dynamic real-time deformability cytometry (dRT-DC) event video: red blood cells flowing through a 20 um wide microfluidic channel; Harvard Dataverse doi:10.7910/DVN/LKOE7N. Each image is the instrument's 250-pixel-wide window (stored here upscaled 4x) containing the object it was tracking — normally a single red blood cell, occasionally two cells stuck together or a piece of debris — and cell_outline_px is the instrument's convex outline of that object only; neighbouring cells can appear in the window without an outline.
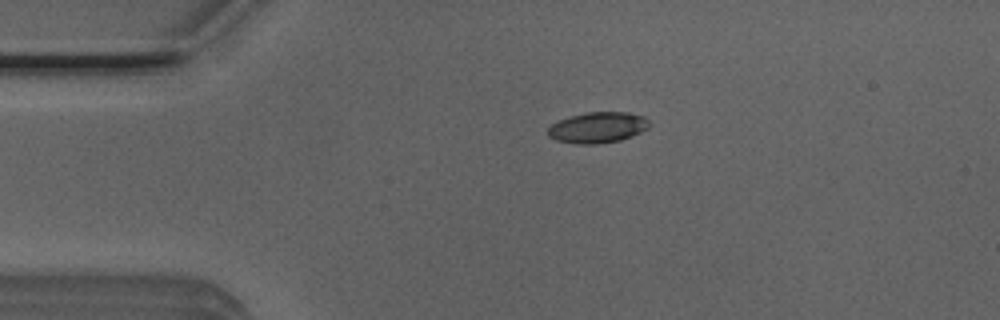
{"species": "Egyptian fruit bat (a non-hibernating species)", "species_latin": "Rousettus aegyptiacus", "temperature_condition": "room temperature", "stored_images_in_passage": 43, "camera_frame_rate_fps": 3000, "um_per_image_px": 0.085, "animal": {"sex": "male"}, "frame": {"image": 1, "passage_image": 2, "time_ms": 0.333, "image_size_px": [1000, 320], "cell_outline_px": [[648, 128], [632, 136], [620, 140], [596, 144], [576, 144], [556, 140], [548, 136], [548, 128], [552, 124], [560, 120], [572, 116], [588, 112], [628, 112], [644, 116], [648, 120]], "centroid_in_image_um": [50.81, 10.84], "position_along_channel_um": 34.2, "area_um2": 18.09}}
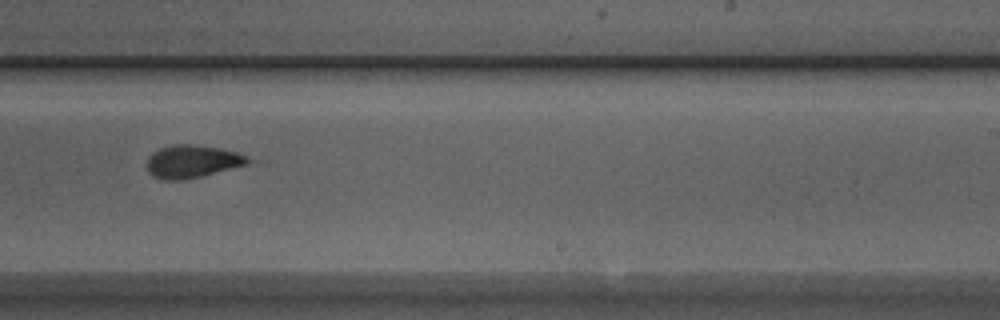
{"frame": {"image": 2, "passage_image": 23, "time_ms": 7.333, "image_size_px": [1000, 320], "cell_outline_px": [[256, 160], [248, 164], [184, 180], [164, 180], [152, 176], [148, 172], [148, 156], [152, 152], [160, 148], [172, 144], [196, 144], [220, 148], [236, 152], [248, 156]], "centroid_in_image_um": [16.36, 13.71], "position_along_channel_um": 272.6, "area_um2": 19.48}}
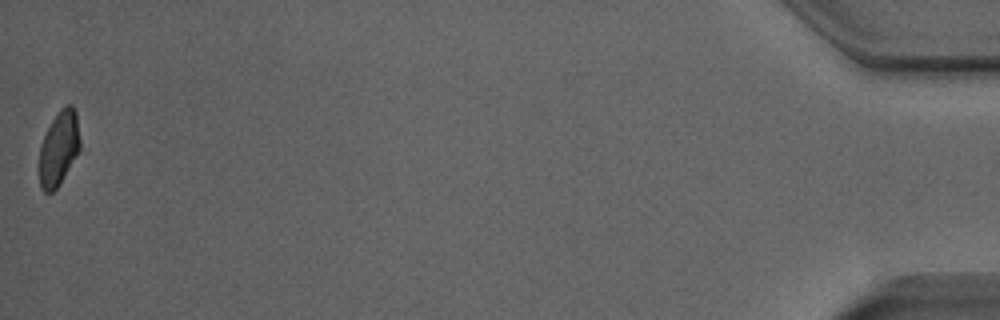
{"frame": {"image": 3, "passage_image": 43, "time_ms": 14.0, "image_size_px": [1000, 320], "cell_outline_px": [[80, 148], [60, 184], [52, 192], [44, 192], [40, 188], [40, 144], [52, 120], [60, 108], [68, 104], [72, 104], [76, 112], [80, 140]], "centroid_in_image_um": [5.01, 12.59], "position_along_channel_um": 430.2, "area_um2": 17.51}, "authors_computed_cell_mechanics": {"area_um2": 19.0162, "velocity_mm_per_s": 3.9403, "shape_relaxation_time_tau1_ms": 5.7262, "shape_relaxation_time_tau2_ms": 2.8232, "deformation_change_tau1": 0.1467, "deformation_change_tau2": 0.0959}}